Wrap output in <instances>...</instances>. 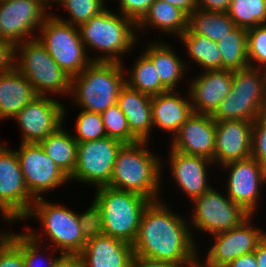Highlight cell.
Returning a JSON list of instances; mask_svg holds the SVG:
<instances>
[{"mask_svg": "<svg viewBox=\"0 0 266 267\" xmlns=\"http://www.w3.org/2000/svg\"><path fill=\"white\" fill-rule=\"evenodd\" d=\"M183 218L171 212L163 200L150 201L142 213L132 244L134 255L178 267L195 263L199 258L198 248L189 222Z\"/></svg>", "mask_w": 266, "mask_h": 267, "instance_id": "obj_1", "label": "cell"}, {"mask_svg": "<svg viewBox=\"0 0 266 267\" xmlns=\"http://www.w3.org/2000/svg\"><path fill=\"white\" fill-rule=\"evenodd\" d=\"M145 145H148L147 141H138L121 147L113 166L109 187L136 192L151 201L160 200L162 160L149 152Z\"/></svg>", "mask_w": 266, "mask_h": 267, "instance_id": "obj_2", "label": "cell"}, {"mask_svg": "<svg viewBox=\"0 0 266 267\" xmlns=\"http://www.w3.org/2000/svg\"><path fill=\"white\" fill-rule=\"evenodd\" d=\"M78 28L86 51L90 48L102 53L95 56L92 62L122 63L120 57L129 53L137 41V24L107 8Z\"/></svg>", "mask_w": 266, "mask_h": 267, "instance_id": "obj_3", "label": "cell"}, {"mask_svg": "<svg viewBox=\"0 0 266 267\" xmlns=\"http://www.w3.org/2000/svg\"><path fill=\"white\" fill-rule=\"evenodd\" d=\"M123 66V63L116 62H91L80 74L72 77L70 97L73 96L80 109L95 113L114 106L126 84Z\"/></svg>", "mask_w": 266, "mask_h": 267, "instance_id": "obj_4", "label": "cell"}, {"mask_svg": "<svg viewBox=\"0 0 266 267\" xmlns=\"http://www.w3.org/2000/svg\"><path fill=\"white\" fill-rule=\"evenodd\" d=\"M94 200L102 211L103 234L133 244L142 213L151 200L110 187L97 188Z\"/></svg>", "mask_w": 266, "mask_h": 267, "instance_id": "obj_5", "label": "cell"}, {"mask_svg": "<svg viewBox=\"0 0 266 267\" xmlns=\"http://www.w3.org/2000/svg\"><path fill=\"white\" fill-rule=\"evenodd\" d=\"M16 69L32 84L37 95L71 93L72 77L48 54L35 38L16 44ZM49 92V93H48Z\"/></svg>", "mask_w": 266, "mask_h": 267, "instance_id": "obj_6", "label": "cell"}, {"mask_svg": "<svg viewBox=\"0 0 266 267\" xmlns=\"http://www.w3.org/2000/svg\"><path fill=\"white\" fill-rule=\"evenodd\" d=\"M36 37L45 47L52 59L69 76L73 77L84 70L91 62L79 28L59 20L50 14L40 27Z\"/></svg>", "mask_w": 266, "mask_h": 267, "instance_id": "obj_7", "label": "cell"}, {"mask_svg": "<svg viewBox=\"0 0 266 267\" xmlns=\"http://www.w3.org/2000/svg\"><path fill=\"white\" fill-rule=\"evenodd\" d=\"M38 218L43 225L45 239L50 240L53 252L60 251L64 255H78L86 245L78 213L71 211L62 205L46 201L44 198H37L29 210L25 219ZM49 238V239H48ZM55 247H54V246Z\"/></svg>", "mask_w": 266, "mask_h": 267, "instance_id": "obj_8", "label": "cell"}, {"mask_svg": "<svg viewBox=\"0 0 266 267\" xmlns=\"http://www.w3.org/2000/svg\"><path fill=\"white\" fill-rule=\"evenodd\" d=\"M124 145L108 136L86 142H78L76 165L70 180L94 185L97 188L109 187L117 154Z\"/></svg>", "mask_w": 266, "mask_h": 267, "instance_id": "obj_9", "label": "cell"}, {"mask_svg": "<svg viewBox=\"0 0 266 267\" xmlns=\"http://www.w3.org/2000/svg\"><path fill=\"white\" fill-rule=\"evenodd\" d=\"M36 199L26 187L16 152L0 142V212L6 222L24 219Z\"/></svg>", "mask_w": 266, "mask_h": 267, "instance_id": "obj_10", "label": "cell"}, {"mask_svg": "<svg viewBox=\"0 0 266 267\" xmlns=\"http://www.w3.org/2000/svg\"><path fill=\"white\" fill-rule=\"evenodd\" d=\"M211 187L193 199L194 212L190 218L191 227L208 235L229 231L239 226L250 214L233 202L227 195Z\"/></svg>", "mask_w": 266, "mask_h": 267, "instance_id": "obj_11", "label": "cell"}, {"mask_svg": "<svg viewBox=\"0 0 266 267\" xmlns=\"http://www.w3.org/2000/svg\"><path fill=\"white\" fill-rule=\"evenodd\" d=\"M47 6L42 0H0L1 39L15 44L35 39L34 31L50 15Z\"/></svg>", "mask_w": 266, "mask_h": 267, "instance_id": "obj_12", "label": "cell"}, {"mask_svg": "<svg viewBox=\"0 0 266 267\" xmlns=\"http://www.w3.org/2000/svg\"><path fill=\"white\" fill-rule=\"evenodd\" d=\"M24 176L26 187L35 198H41L43 192L58 188L69 177L45 153L39 143H21L15 151Z\"/></svg>", "mask_w": 266, "mask_h": 267, "instance_id": "obj_13", "label": "cell"}, {"mask_svg": "<svg viewBox=\"0 0 266 267\" xmlns=\"http://www.w3.org/2000/svg\"><path fill=\"white\" fill-rule=\"evenodd\" d=\"M64 107L57 99L37 95L13 117L22 128L21 143H40L64 126Z\"/></svg>", "mask_w": 266, "mask_h": 267, "instance_id": "obj_14", "label": "cell"}, {"mask_svg": "<svg viewBox=\"0 0 266 267\" xmlns=\"http://www.w3.org/2000/svg\"><path fill=\"white\" fill-rule=\"evenodd\" d=\"M225 170L230 169L226 182V195L241 206L248 214L254 216L259 206L262 185L266 184V168L252 156L224 164Z\"/></svg>", "mask_w": 266, "mask_h": 267, "instance_id": "obj_15", "label": "cell"}, {"mask_svg": "<svg viewBox=\"0 0 266 267\" xmlns=\"http://www.w3.org/2000/svg\"><path fill=\"white\" fill-rule=\"evenodd\" d=\"M251 217L252 215L229 231L213 235L215 243L208 250L204 266L225 267L236 258L257 249L259 242L265 237L266 231L252 226Z\"/></svg>", "mask_w": 266, "mask_h": 267, "instance_id": "obj_16", "label": "cell"}, {"mask_svg": "<svg viewBox=\"0 0 266 267\" xmlns=\"http://www.w3.org/2000/svg\"><path fill=\"white\" fill-rule=\"evenodd\" d=\"M215 138L216 120L212 115L192 113L172 138L170 149L213 161Z\"/></svg>", "mask_w": 266, "mask_h": 267, "instance_id": "obj_17", "label": "cell"}, {"mask_svg": "<svg viewBox=\"0 0 266 267\" xmlns=\"http://www.w3.org/2000/svg\"><path fill=\"white\" fill-rule=\"evenodd\" d=\"M254 121H216L213 163L218 166L251 157Z\"/></svg>", "mask_w": 266, "mask_h": 267, "instance_id": "obj_18", "label": "cell"}, {"mask_svg": "<svg viewBox=\"0 0 266 267\" xmlns=\"http://www.w3.org/2000/svg\"><path fill=\"white\" fill-rule=\"evenodd\" d=\"M193 79L188 92L193 113L212 115L232 89L233 71H205Z\"/></svg>", "mask_w": 266, "mask_h": 267, "instance_id": "obj_19", "label": "cell"}, {"mask_svg": "<svg viewBox=\"0 0 266 267\" xmlns=\"http://www.w3.org/2000/svg\"><path fill=\"white\" fill-rule=\"evenodd\" d=\"M169 152L170 174L190 201L212 187L207 181L209 180L207 166L213 165L211 160L202 156L187 155L173 149Z\"/></svg>", "mask_w": 266, "mask_h": 267, "instance_id": "obj_20", "label": "cell"}, {"mask_svg": "<svg viewBox=\"0 0 266 267\" xmlns=\"http://www.w3.org/2000/svg\"><path fill=\"white\" fill-rule=\"evenodd\" d=\"M78 256L82 267H130L134 251L132 244L102 234L87 240Z\"/></svg>", "mask_w": 266, "mask_h": 267, "instance_id": "obj_21", "label": "cell"}, {"mask_svg": "<svg viewBox=\"0 0 266 267\" xmlns=\"http://www.w3.org/2000/svg\"><path fill=\"white\" fill-rule=\"evenodd\" d=\"M179 93L168 90L151 97L153 128L171 132L173 137L193 113L190 97H179Z\"/></svg>", "mask_w": 266, "mask_h": 267, "instance_id": "obj_22", "label": "cell"}, {"mask_svg": "<svg viewBox=\"0 0 266 267\" xmlns=\"http://www.w3.org/2000/svg\"><path fill=\"white\" fill-rule=\"evenodd\" d=\"M151 97L125 84L117 99V105L125 114L131 133L139 141L149 142L153 129Z\"/></svg>", "mask_w": 266, "mask_h": 267, "instance_id": "obj_23", "label": "cell"}, {"mask_svg": "<svg viewBox=\"0 0 266 267\" xmlns=\"http://www.w3.org/2000/svg\"><path fill=\"white\" fill-rule=\"evenodd\" d=\"M36 96L32 84L16 68L0 73V120L13 118Z\"/></svg>", "mask_w": 266, "mask_h": 267, "instance_id": "obj_24", "label": "cell"}, {"mask_svg": "<svg viewBox=\"0 0 266 267\" xmlns=\"http://www.w3.org/2000/svg\"><path fill=\"white\" fill-rule=\"evenodd\" d=\"M166 42L150 43L145 47L144 53L151 59L156 67V72L160 78L161 84L167 90H175L179 81L186 73L187 65L182 58L175 54L170 44Z\"/></svg>", "mask_w": 266, "mask_h": 267, "instance_id": "obj_25", "label": "cell"}, {"mask_svg": "<svg viewBox=\"0 0 266 267\" xmlns=\"http://www.w3.org/2000/svg\"><path fill=\"white\" fill-rule=\"evenodd\" d=\"M154 27L162 32L182 35L188 29V15L181 9L162 0H155L148 13L137 24V32L145 30L147 26Z\"/></svg>", "mask_w": 266, "mask_h": 267, "instance_id": "obj_26", "label": "cell"}, {"mask_svg": "<svg viewBox=\"0 0 266 267\" xmlns=\"http://www.w3.org/2000/svg\"><path fill=\"white\" fill-rule=\"evenodd\" d=\"M70 133V134H69ZM55 164L70 177L76 165L78 142L71 132L60 127L39 143Z\"/></svg>", "mask_w": 266, "mask_h": 267, "instance_id": "obj_27", "label": "cell"}, {"mask_svg": "<svg viewBox=\"0 0 266 267\" xmlns=\"http://www.w3.org/2000/svg\"><path fill=\"white\" fill-rule=\"evenodd\" d=\"M264 112H266V97H242L229 93L212 114V118L216 121H254Z\"/></svg>", "mask_w": 266, "mask_h": 267, "instance_id": "obj_28", "label": "cell"}, {"mask_svg": "<svg viewBox=\"0 0 266 267\" xmlns=\"http://www.w3.org/2000/svg\"><path fill=\"white\" fill-rule=\"evenodd\" d=\"M236 28L227 13L196 9L188 16V30L218 42Z\"/></svg>", "mask_w": 266, "mask_h": 267, "instance_id": "obj_29", "label": "cell"}, {"mask_svg": "<svg viewBox=\"0 0 266 267\" xmlns=\"http://www.w3.org/2000/svg\"><path fill=\"white\" fill-rule=\"evenodd\" d=\"M221 69L236 71L250 66L247 57V29L236 27L217 42Z\"/></svg>", "mask_w": 266, "mask_h": 267, "instance_id": "obj_30", "label": "cell"}, {"mask_svg": "<svg viewBox=\"0 0 266 267\" xmlns=\"http://www.w3.org/2000/svg\"><path fill=\"white\" fill-rule=\"evenodd\" d=\"M179 38L192 61L202 66L203 71L221 70V54L217 42L206 36L193 34L188 29Z\"/></svg>", "mask_w": 266, "mask_h": 267, "instance_id": "obj_31", "label": "cell"}, {"mask_svg": "<svg viewBox=\"0 0 266 267\" xmlns=\"http://www.w3.org/2000/svg\"><path fill=\"white\" fill-rule=\"evenodd\" d=\"M137 59L130 69V74H127L126 84L130 88L150 96L168 91L161 84L156 67L151 59L144 52Z\"/></svg>", "mask_w": 266, "mask_h": 267, "instance_id": "obj_32", "label": "cell"}, {"mask_svg": "<svg viewBox=\"0 0 266 267\" xmlns=\"http://www.w3.org/2000/svg\"><path fill=\"white\" fill-rule=\"evenodd\" d=\"M227 14L236 27L249 29L266 24V0H232Z\"/></svg>", "mask_w": 266, "mask_h": 267, "instance_id": "obj_33", "label": "cell"}, {"mask_svg": "<svg viewBox=\"0 0 266 267\" xmlns=\"http://www.w3.org/2000/svg\"><path fill=\"white\" fill-rule=\"evenodd\" d=\"M233 96L266 97V70L247 67L233 71Z\"/></svg>", "mask_w": 266, "mask_h": 267, "instance_id": "obj_34", "label": "cell"}, {"mask_svg": "<svg viewBox=\"0 0 266 267\" xmlns=\"http://www.w3.org/2000/svg\"><path fill=\"white\" fill-rule=\"evenodd\" d=\"M55 3H58L59 6L62 5L66 12L68 11L70 18L68 20L57 15L54 16L77 27L106 9L102 0H56Z\"/></svg>", "mask_w": 266, "mask_h": 267, "instance_id": "obj_35", "label": "cell"}, {"mask_svg": "<svg viewBox=\"0 0 266 267\" xmlns=\"http://www.w3.org/2000/svg\"><path fill=\"white\" fill-rule=\"evenodd\" d=\"M100 114L109 138L119 140L124 144H132L139 141L131 133L126 116L117 104L108 107Z\"/></svg>", "mask_w": 266, "mask_h": 267, "instance_id": "obj_36", "label": "cell"}, {"mask_svg": "<svg viewBox=\"0 0 266 267\" xmlns=\"http://www.w3.org/2000/svg\"><path fill=\"white\" fill-rule=\"evenodd\" d=\"M76 121L77 135L74 134L73 137L77 142L93 141L107 136L100 113L82 110Z\"/></svg>", "mask_w": 266, "mask_h": 267, "instance_id": "obj_37", "label": "cell"}, {"mask_svg": "<svg viewBox=\"0 0 266 267\" xmlns=\"http://www.w3.org/2000/svg\"><path fill=\"white\" fill-rule=\"evenodd\" d=\"M247 57L250 67L266 70V24L247 29Z\"/></svg>", "mask_w": 266, "mask_h": 267, "instance_id": "obj_38", "label": "cell"}, {"mask_svg": "<svg viewBox=\"0 0 266 267\" xmlns=\"http://www.w3.org/2000/svg\"><path fill=\"white\" fill-rule=\"evenodd\" d=\"M28 230L29 231L22 233V254L25 262V267H40L39 265L43 266L42 264L44 261L42 262V259H40L43 256L39 254L42 253V251H40L42 249L40 243L42 236H40V234L34 230L30 231V228H28ZM61 255L62 254H59V256L53 258H50L48 255V257H46V260L48 261H46L47 263L45 267H53L54 263Z\"/></svg>", "mask_w": 266, "mask_h": 267, "instance_id": "obj_39", "label": "cell"}, {"mask_svg": "<svg viewBox=\"0 0 266 267\" xmlns=\"http://www.w3.org/2000/svg\"><path fill=\"white\" fill-rule=\"evenodd\" d=\"M86 210L78 216L82 235L87 241L103 234V220L101 208L95 200Z\"/></svg>", "mask_w": 266, "mask_h": 267, "instance_id": "obj_40", "label": "cell"}, {"mask_svg": "<svg viewBox=\"0 0 266 267\" xmlns=\"http://www.w3.org/2000/svg\"><path fill=\"white\" fill-rule=\"evenodd\" d=\"M251 156L266 168V112L254 120Z\"/></svg>", "mask_w": 266, "mask_h": 267, "instance_id": "obj_41", "label": "cell"}, {"mask_svg": "<svg viewBox=\"0 0 266 267\" xmlns=\"http://www.w3.org/2000/svg\"><path fill=\"white\" fill-rule=\"evenodd\" d=\"M0 267H25L22 233H13V241L0 254Z\"/></svg>", "mask_w": 266, "mask_h": 267, "instance_id": "obj_42", "label": "cell"}, {"mask_svg": "<svg viewBox=\"0 0 266 267\" xmlns=\"http://www.w3.org/2000/svg\"><path fill=\"white\" fill-rule=\"evenodd\" d=\"M155 0H118L119 13L138 24Z\"/></svg>", "mask_w": 266, "mask_h": 267, "instance_id": "obj_43", "label": "cell"}, {"mask_svg": "<svg viewBox=\"0 0 266 267\" xmlns=\"http://www.w3.org/2000/svg\"><path fill=\"white\" fill-rule=\"evenodd\" d=\"M16 44L6 39L0 40V73L16 68Z\"/></svg>", "mask_w": 266, "mask_h": 267, "instance_id": "obj_44", "label": "cell"}, {"mask_svg": "<svg viewBox=\"0 0 266 267\" xmlns=\"http://www.w3.org/2000/svg\"><path fill=\"white\" fill-rule=\"evenodd\" d=\"M232 0H196L197 9L227 13Z\"/></svg>", "mask_w": 266, "mask_h": 267, "instance_id": "obj_45", "label": "cell"}, {"mask_svg": "<svg viewBox=\"0 0 266 267\" xmlns=\"http://www.w3.org/2000/svg\"><path fill=\"white\" fill-rule=\"evenodd\" d=\"M130 267H178L168 262L152 260L138 255H134Z\"/></svg>", "mask_w": 266, "mask_h": 267, "instance_id": "obj_46", "label": "cell"}, {"mask_svg": "<svg viewBox=\"0 0 266 267\" xmlns=\"http://www.w3.org/2000/svg\"><path fill=\"white\" fill-rule=\"evenodd\" d=\"M225 267H258V264L256 263L255 251L236 258Z\"/></svg>", "mask_w": 266, "mask_h": 267, "instance_id": "obj_47", "label": "cell"}, {"mask_svg": "<svg viewBox=\"0 0 266 267\" xmlns=\"http://www.w3.org/2000/svg\"><path fill=\"white\" fill-rule=\"evenodd\" d=\"M53 267H82L80 257L78 255L62 254L54 263Z\"/></svg>", "mask_w": 266, "mask_h": 267, "instance_id": "obj_48", "label": "cell"}, {"mask_svg": "<svg viewBox=\"0 0 266 267\" xmlns=\"http://www.w3.org/2000/svg\"><path fill=\"white\" fill-rule=\"evenodd\" d=\"M185 12L188 16L197 9L196 0H162Z\"/></svg>", "mask_w": 266, "mask_h": 267, "instance_id": "obj_49", "label": "cell"}, {"mask_svg": "<svg viewBox=\"0 0 266 267\" xmlns=\"http://www.w3.org/2000/svg\"><path fill=\"white\" fill-rule=\"evenodd\" d=\"M255 257L258 267H266V235L259 242L257 249L255 250Z\"/></svg>", "mask_w": 266, "mask_h": 267, "instance_id": "obj_50", "label": "cell"}, {"mask_svg": "<svg viewBox=\"0 0 266 267\" xmlns=\"http://www.w3.org/2000/svg\"><path fill=\"white\" fill-rule=\"evenodd\" d=\"M12 241H13V232L1 233L0 231V254Z\"/></svg>", "mask_w": 266, "mask_h": 267, "instance_id": "obj_51", "label": "cell"}, {"mask_svg": "<svg viewBox=\"0 0 266 267\" xmlns=\"http://www.w3.org/2000/svg\"><path fill=\"white\" fill-rule=\"evenodd\" d=\"M189 267H206V266L202 265V262L199 261V259H198L195 263H193Z\"/></svg>", "mask_w": 266, "mask_h": 267, "instance_id": "obj_52", "label": "cell"}, {"mask_svg": "<svg viewBox=\"0 0 266 267\" xmlns=\"http://www.w3.org/2000/svg\"><path fill=\"white\" fill-rule=\"evenodd\" d=\"M42 1L45 2L48 5V7H50V8L53 6L54 2H56L55 0H42ZM52 2H53V4H52Z\"/></svg>", "mask_w": 266, "mask_h": 267, "instance_id": "obj_53", "label": "cell"}]
</instances>
